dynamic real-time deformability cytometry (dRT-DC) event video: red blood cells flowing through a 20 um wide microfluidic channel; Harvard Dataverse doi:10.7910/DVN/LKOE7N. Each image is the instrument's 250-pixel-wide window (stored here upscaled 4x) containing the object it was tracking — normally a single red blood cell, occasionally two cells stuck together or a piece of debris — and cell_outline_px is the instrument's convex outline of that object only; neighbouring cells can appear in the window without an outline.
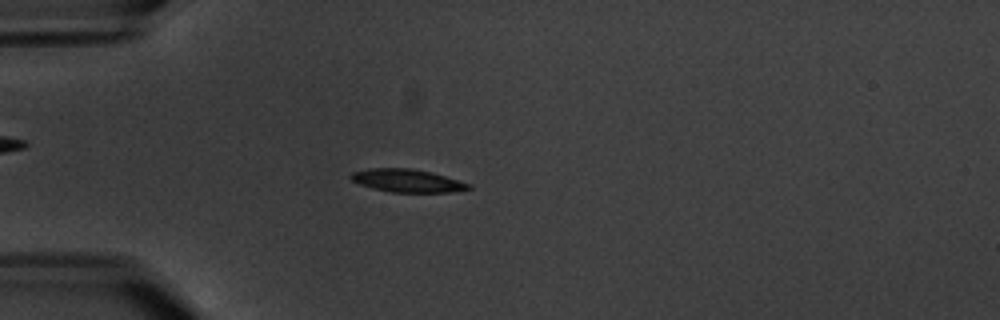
{"species": "common noctule bat (a hibernating species)", "species_latin": "Nyctalus noctula", "temperature_condition": "warm", "stored_images_in_passage": 4, "camera_frame_rate_fps": 3000, "um_per_image_px": 0.085, "animal": {"sex": "male", "body_mass_g": 20.1, "forearm_length_mm": 53.5}, "frame": {"image": 1, "passage_image": 4, "time_ms": 3.333, "image_size_px": [1000, 320], "cell_outline_px": [[472, 188], [448, 192], [392, 192], [372, 188], [360, 184], [352, 180], [348, 176], [352, 172], [368, 168], [412, 168], [432, 172], [472, 184]], "centroid_in_image_um": [34.6, 15.34], "position_along_channel_um": 50.4, "area_um2": 15.78}}